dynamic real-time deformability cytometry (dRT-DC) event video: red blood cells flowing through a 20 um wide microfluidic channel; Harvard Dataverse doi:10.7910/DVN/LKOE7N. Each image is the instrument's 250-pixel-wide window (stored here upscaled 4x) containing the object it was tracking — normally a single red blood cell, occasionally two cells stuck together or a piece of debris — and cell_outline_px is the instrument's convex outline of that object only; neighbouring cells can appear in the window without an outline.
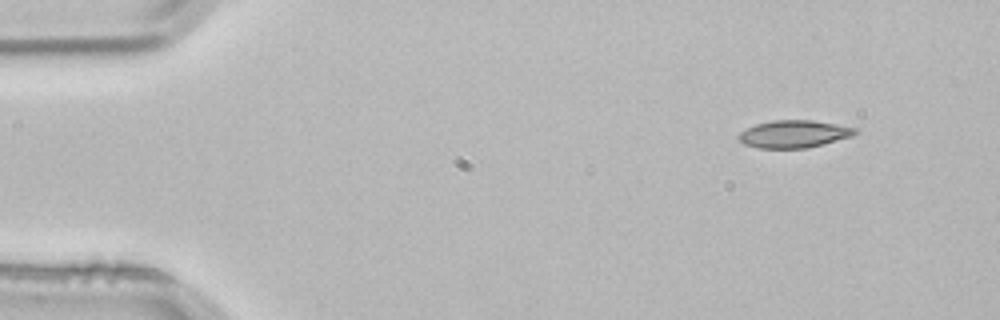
{"species": "common noctule bat (a hibernating species)", "species_latin": "Nyctalus noctula", "temperature_condition": "room temperature", "stored_images_in_passage": 3, "camera_frame_rate_fps": 3000, "um_per_image_px": 0.085, "animal": {"sex": "male", "body_mass_g": 21.5, "forearm_length_mm": 52.0}, "frame": {"image": 1, "passage_image": 1, "time_ms": 0.0, "image_size_px": [1000, 320], "cell_outline_px": [[860, 132], [852, 136], [824, 144], [808, 148], [760, 148], [744, 144], [740, 140], [740, 132], [756, 124], [772, 120], [812, 120], [836, 124], [856, 128]], "centroid_in_image_um": [67.53, 11.39], "position_along_channel_um": 17.5, "area_um2": 18.55}}